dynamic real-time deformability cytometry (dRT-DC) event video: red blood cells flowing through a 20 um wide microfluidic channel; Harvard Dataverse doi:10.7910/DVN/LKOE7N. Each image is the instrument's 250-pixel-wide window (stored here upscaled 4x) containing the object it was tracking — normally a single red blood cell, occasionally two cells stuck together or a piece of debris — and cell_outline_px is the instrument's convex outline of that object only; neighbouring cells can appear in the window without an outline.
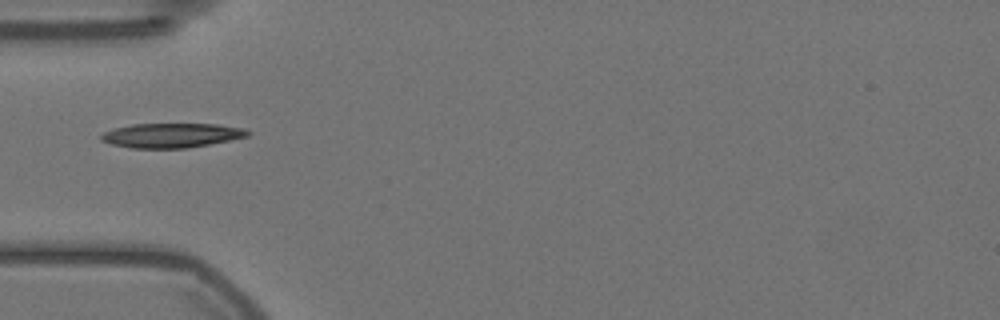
{"species": "Egyptian fruit bat (a non-hibernating species)", "species_latin": "Rousettus aegyptiacus", "temperature_condition": "warm", "stored_images_in_passage": 40, "camera_frame_rate_fps": 3000, "um_per_image_px": 0.085, "animal": {"sex": "female"}, "frame": {"image": 1, "passage_image": 1, "time_ms": 0.0, "image_size_px": [1000, 320], "cell_outline_px": [[252, 132], [248, 136], [188, 148], [132, 148], [112, 144], [100, 140], [100, 136], [104, 132], [116, 128], [132, 124], [216, 124], [244, 128]], "centroid_in_image_um": [14.58, 11.5], "position_along_channel_um": 70.4, "area_um2": 20.75}}
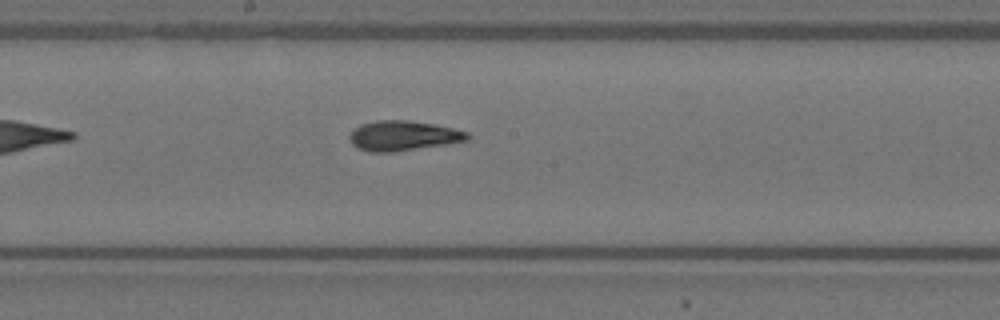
{"frame": {"image": 2, "passage_image": 13, "time_ms": 4.0, "image_size_px": [1000, 320], "cell_outline_px": [[468, 140], [444, 144], [392, 152], [372, 152], [360, 148], [352, 144], [348, 136], [360, 124], [376, 120], [408, 120], [436, 124], [468, 132]], "centroid_in_image_um": [34.25, 11.52], "position_along_channel_um": 214.0, "area_um2": 20.29}}
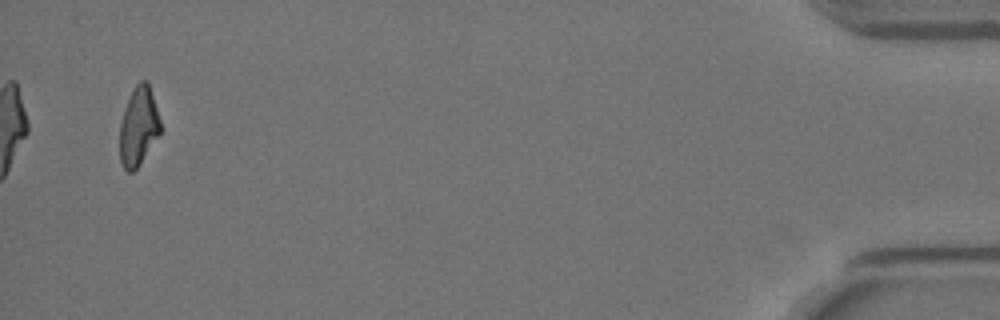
{"frame": {"image": 3, "passage_image": 38, "time_ms": 12.333, "image_size_px": [1000, 320], "cell_outline_px": [[164, 132], [140, 164], [132, 172], [128, 172], [124, 168], [120, 160], [120, 124], [124, 108], [132, 88], [140, 80], [144, 80], [148, 84], [164, 128]], "centroid_in_image_um": [11.82, 10.77], "position_along_channel_um": 423.4, "area_um2": 19.19}}